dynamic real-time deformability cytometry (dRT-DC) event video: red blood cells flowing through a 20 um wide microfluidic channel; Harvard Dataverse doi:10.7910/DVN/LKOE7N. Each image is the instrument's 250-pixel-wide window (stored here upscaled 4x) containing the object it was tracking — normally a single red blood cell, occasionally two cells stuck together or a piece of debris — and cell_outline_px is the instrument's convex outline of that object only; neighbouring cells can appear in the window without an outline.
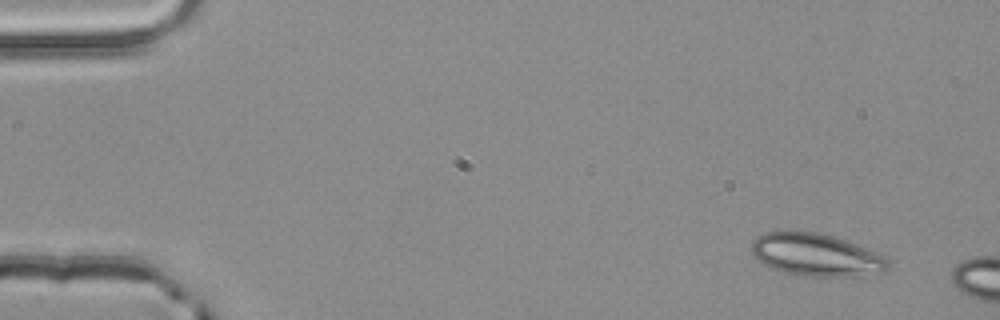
{"species": "common noctule bat (a hibernating species)", "species_latin": "Nyctalus noctula", "temperature_condition": "room temperature", "stored_images_in_passage": 3, "camera_frame_rate_fps": 3000, "um_per_image_px": 0.085, "animal": {"sex": "male", "body_mass_g": 20.4}, "frame": {"image": 1, "passage_image": 1, "time_ms": 0.0, "image_size_px": [1000, 320], "cell_outline_px": [[888, 268], [884, 272], [856, 276], [812, 276], [784, 272], [772, 268], [764, 264], [752, 256], [752, 244], [764, 232], [792, 228], [820, 232], [844, 240], [884, 256], [888, 260]], "centroid_in_image_um": [69.32, 21.62], "position_along_channel_um": 15.7, "area_um2": 33.99}}